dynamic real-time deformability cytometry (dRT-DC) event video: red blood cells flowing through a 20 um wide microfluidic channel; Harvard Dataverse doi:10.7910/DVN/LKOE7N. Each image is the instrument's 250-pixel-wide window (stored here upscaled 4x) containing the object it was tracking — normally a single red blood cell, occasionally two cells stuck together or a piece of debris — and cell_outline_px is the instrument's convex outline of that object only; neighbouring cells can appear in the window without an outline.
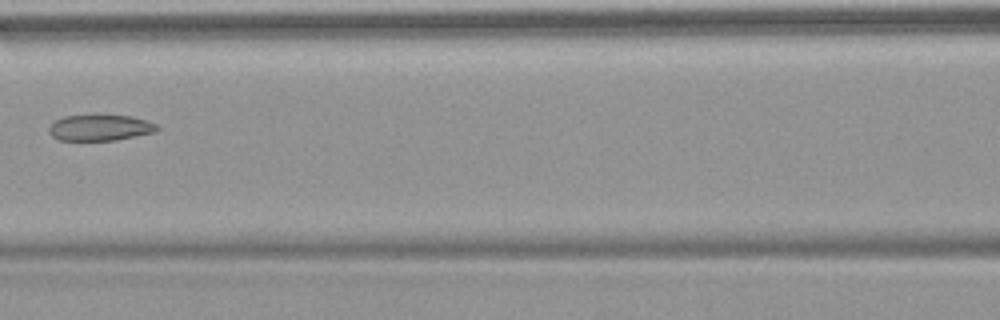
{"species": "common noctule bat (a hibernating species)", "species_latin": "Nyctalus noctula", "temperature_condition": "warm", "stored_images_in_passage": 7, "camera_frame_rate_fps": 3000, "um_per_image_px": 0.085, "animal": {"sex": "female", "body_mass_g": 18.4}, "frame": {"image": 1, "passage_image": 7, "time_ms": 7.0, "image_size_px": [1000, 320], "cell_outline_px": [[160, 128], [156, 132], [116, 140], [56, 140], [48, 132], [48, 128], [56, 120], [64, 116], [92, 112], [96, 112], [132, 116], [156, 124]], "centroid_in_image_um": [8.48, 10.8], "position_along_channel_um": 158.1, "area_um2": 17.22}}